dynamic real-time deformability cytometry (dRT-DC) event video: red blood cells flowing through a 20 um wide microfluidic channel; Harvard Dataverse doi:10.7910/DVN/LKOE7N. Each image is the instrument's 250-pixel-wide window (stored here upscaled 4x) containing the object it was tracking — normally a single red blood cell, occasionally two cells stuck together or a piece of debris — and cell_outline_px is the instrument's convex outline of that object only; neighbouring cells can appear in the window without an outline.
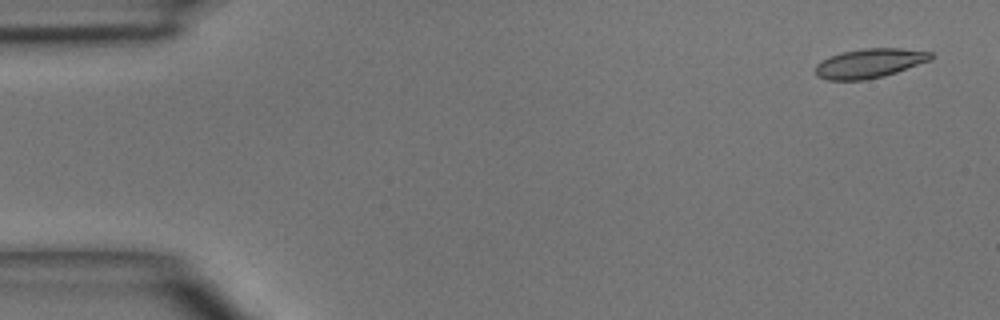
{"species": "common noctule bat (a hibernating species)", "species_latin": "Nyctalus noctula", "temperature_condition": "room temperature", "stored_images_in_passage": 5, "camera_frame_rate_fps": 3000, "um_per_image_px": 0.085, "animal": {"sex": "male", "body_mass_g": 15.6}, "frame": {"image": 1, "passage_image": 1, "time_ms": 0.0, "image_size_px": [1000, 320], "cell_outline_px": [[936, 56], [932, 60], [884, 76], [864, 80], [828, 80], [816, 76], [816, 64], [832, 56], [844, 52], [864, 48], [900, 48], [932, 52]], "centroid_in_image_um": [73.97, 5.38], "position_along_channel_um": 11.0, "area_um2": 19.65}}
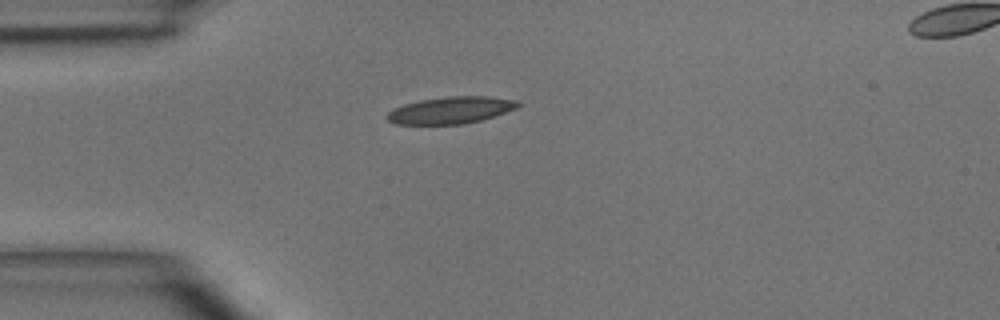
{"frame": {"image": 2, "passage_image": 3, "time_ms": 3.333, "image_size_px": [1000, 320], "cell_outline_px": [[520, 104], [516, 108], [480, 120], [464, 124], [396, 124], [388, 120], [384, 116], [392, 108], [404, 104], [420, 100], [448, 96], [488, 96], [520, 100]], "centroid_in_image_um": [38.29, 9.35], "position_along_channel_um": 46.7, "area_um2": 20.52}}